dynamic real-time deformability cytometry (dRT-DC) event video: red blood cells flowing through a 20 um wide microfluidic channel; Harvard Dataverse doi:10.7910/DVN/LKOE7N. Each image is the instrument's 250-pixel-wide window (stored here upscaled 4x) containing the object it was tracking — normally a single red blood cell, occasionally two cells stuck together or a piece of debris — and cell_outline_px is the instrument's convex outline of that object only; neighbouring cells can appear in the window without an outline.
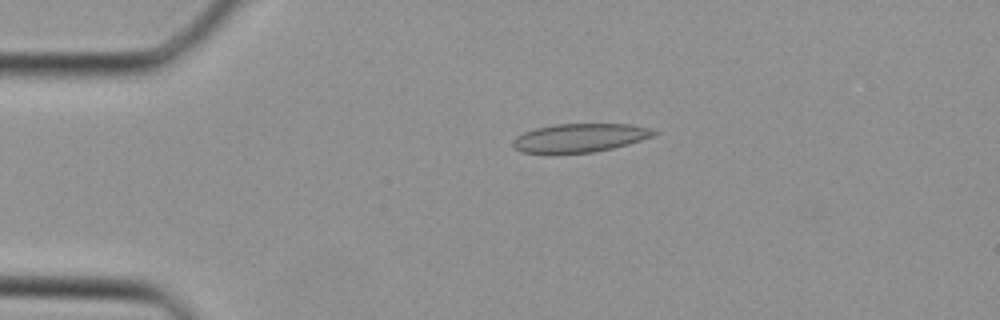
{"species": "Egyptian fruit bat (a non-hibernating species)", "species_latin": "Rousettus aegyptiacus", "temperature_condition": "cold", "stored_images_in_passage": 32, "camera_frame_rate_fps": 3000, "um_per_image_px": 0.085, "animal": {"sex": "female"}, "frame": {"image": 1, "passage_image": 1, "time_ms": 0.0, "image_size_px": [1000, 320], "cell_outline_px": [[660, 132], [652, 136], [628, 144], [596, 152], [520, 152], [512, 144], [512, 140], [516, 136], [524, 132], [536, 128], [556, 124], [632, 124], [652, 128]], "centroid_in_image_um": [49.32, 11.69], "position_along_channel_um": 35.7, "area_um2": 23.24}}
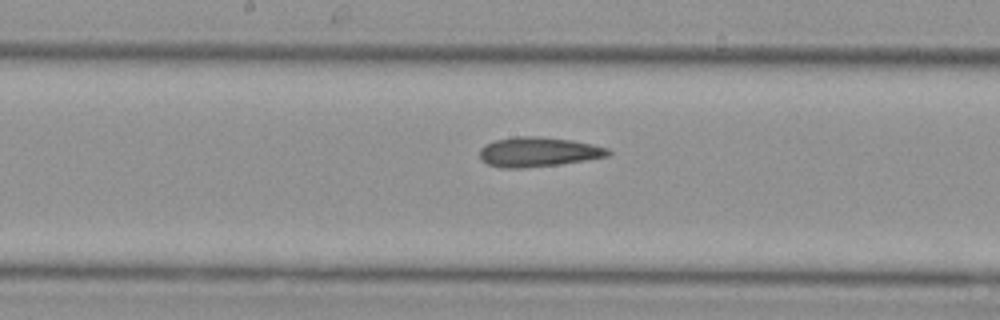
{"frame": {"image": 2, "passage_image": 13, "time_ms": 4.0, "image_size_px": [1000, 320], "cell_outline_px": [[612, 152], [608, 156], [560, 164], [524, 168], [500, 168], [488, 164], [480, 160], [480, 148], [484, 144], [496, 140], [512, 136], [536, 136], [572, 140], [592, 144], [608, 148]], "centroid_in_image_um": [45.71, 12.91], "position_along_channel_um": 202.5, "area_um2": 22.31}}
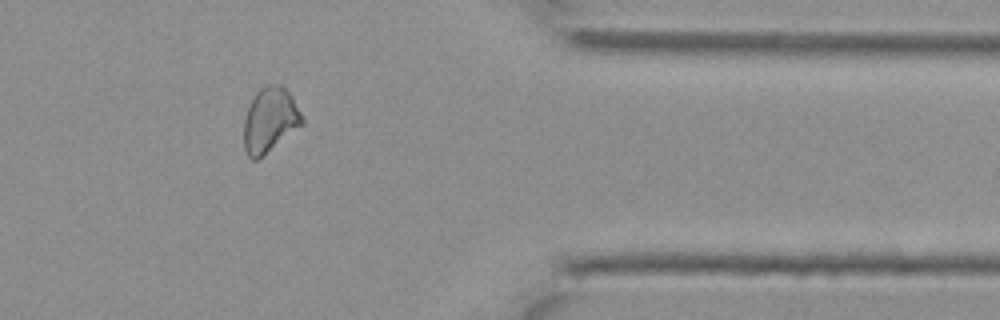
{"frame": {"image": 3, "passage_image": 25, "time_ms": 8.0, "image_size_px": [1000, 320], "cell_outline_px": [[304, 124], [264, 156], [256, 160], [252, 160], [248, 156], [244, 148], [244, 120], [248, 108], [256, 92], [260, 88], [268, 84], [280, 84], [292, 96], [304, 120]], "centroid_in_image_um": [22.95, 10.23], "position_along_channel_um": 388.5, "area_um2": 22.08}}